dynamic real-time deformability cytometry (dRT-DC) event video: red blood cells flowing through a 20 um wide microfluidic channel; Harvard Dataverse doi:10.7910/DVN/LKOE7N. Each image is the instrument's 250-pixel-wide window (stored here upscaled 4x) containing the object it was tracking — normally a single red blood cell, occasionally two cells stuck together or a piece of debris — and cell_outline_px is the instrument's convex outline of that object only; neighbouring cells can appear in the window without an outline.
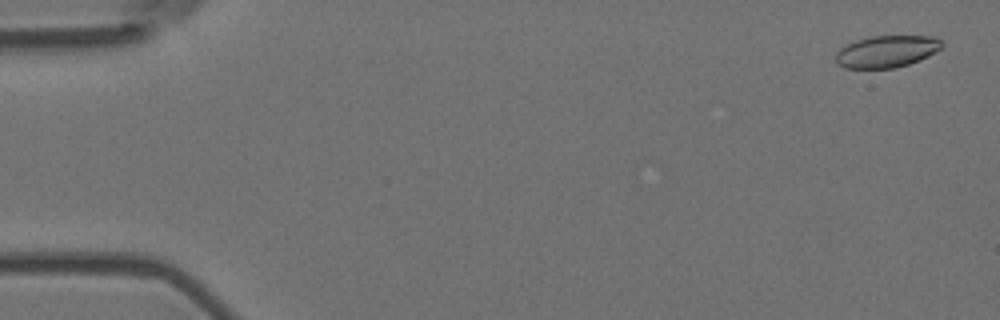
{"species": "Egyptian fruit bat (a non-hibernating species)", "species_latin": "Rousettus aegyptiacus", "temperature_condition": "room temperature", "stored_images_in_passage": 4, "camera_frame_rate_fps": 3000, "um_per_image_px": 0.085, "animal": {"sex": "female"}, "frame": {"image": 1, "passage_image": 1, "time_ms": 0.0, "image_size_px": [1000, 320], "cell_outline_px": [[944, 44], [940, 48], [928, 56], [920, 60], [908, 64], [892, 68], [844, 68], [836, 64], [836, 52], [840, 48], [856, 40], [872, 36], [932, 36], [940, 40]], "centroid_in_image_um": [75.34, 4.38], "position_along_channel_um": 9.7, "area_um2": 19.65}}
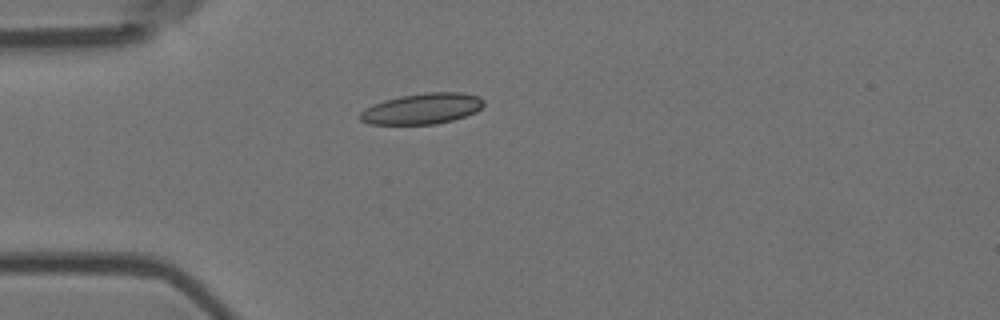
{"frame": {"image": 2, "passage_image": 4, "time_ms": 1.0, "image_size_px": [1000, 320], "cell_outline_px": [[484, 104], [476, 112], [452, 120], [436, 124], [368, 124], [360, 120], [360, 112], [364, 108], [384, 100], [400, 96], [424, 92], [460, 92], [480, 96], [484, 100]], "centroid_in_image_um": [35.88, 9.23], "position_along_channel_um": 49.1, "area_um2": 22.25}}